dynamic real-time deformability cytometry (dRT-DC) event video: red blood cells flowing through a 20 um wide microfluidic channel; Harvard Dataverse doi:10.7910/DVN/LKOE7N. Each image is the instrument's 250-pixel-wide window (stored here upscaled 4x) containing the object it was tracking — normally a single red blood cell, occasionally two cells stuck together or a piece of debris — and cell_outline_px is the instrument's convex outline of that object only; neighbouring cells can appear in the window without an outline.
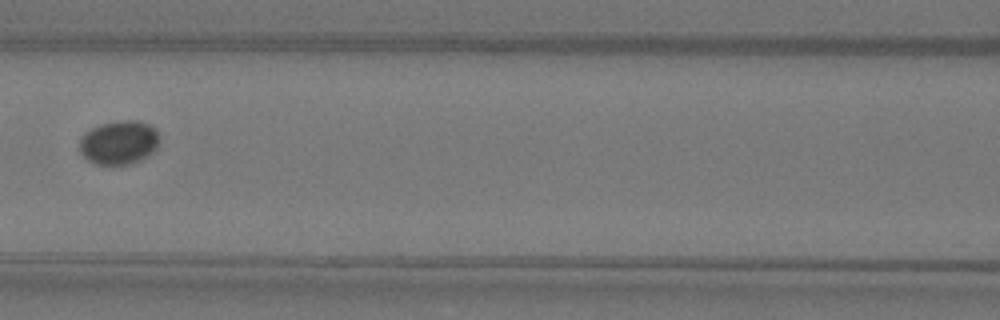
{"species": "Egyptian fruit bat (a non-hibernating species)", "species_latin": "Rousettus aegyptiacus", "temperature_condition": "warm", "stored_images_in_passage": 7, "camera_frame_rate_fps": 3000, "um_per_image_px": 0.085, "animal": {"sex": "female"}, "frame": {"image": 1, "passage_image": 6, "time_ms": 1.667, "image_size_px": [1000, 320], "cell_outline_px": [[160, 136], [156, 148], [148, 156], [140, 160], [128, 164], [96, 164], [88, 160], [80, 152], [80, 140], [84, 132], [100, 124], [120, 120], [140, 120], [156, 128]], "centroid_in_image_um": [10.13, 12.09], "position_along_channel_um": 156.5, "area_um2": 20.52}}